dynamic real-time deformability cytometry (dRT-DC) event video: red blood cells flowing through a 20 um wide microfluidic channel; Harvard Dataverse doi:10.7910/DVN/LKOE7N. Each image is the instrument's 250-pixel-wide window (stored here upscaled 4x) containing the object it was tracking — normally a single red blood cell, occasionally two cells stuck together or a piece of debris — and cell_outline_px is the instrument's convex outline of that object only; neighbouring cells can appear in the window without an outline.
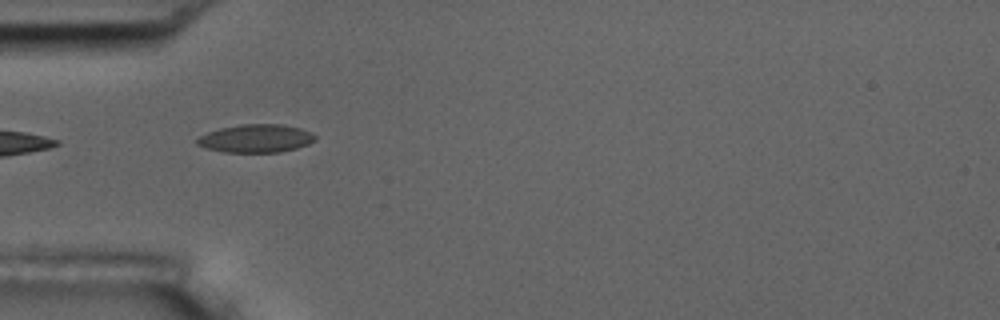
{"species": "common noctule bat (a hibernating species)", "species_latin": "Nyctalus noctula", "temperature_condition": "room temperature", "stored_images_in_passage": 20, "camera_frame_rate_fps": 3000, "um_per_image_px": 0.085, "animal": {"sex": "male", "body_mass_g": 17.5, "forearm_length_mm": 52.3}, "frame": {"image": 1, "passage_image": 1, "time_ms": 0.0, "image_size_px": [1000, 320], "cell_outline_px": [[316, 140], [308, 144], [296, 148], [280, 152], [224, 152], [208, 148], [196, 144], [196, 140], [200, 136], [208, 132], [220, 128], [240, 124], [284, 124], [300, 128], [312, 132], [316, 136]], "centroid_in_image_um": [21.79, 11.76], "position_along_channel_um": 63.2, "area_um2": 19.36}}